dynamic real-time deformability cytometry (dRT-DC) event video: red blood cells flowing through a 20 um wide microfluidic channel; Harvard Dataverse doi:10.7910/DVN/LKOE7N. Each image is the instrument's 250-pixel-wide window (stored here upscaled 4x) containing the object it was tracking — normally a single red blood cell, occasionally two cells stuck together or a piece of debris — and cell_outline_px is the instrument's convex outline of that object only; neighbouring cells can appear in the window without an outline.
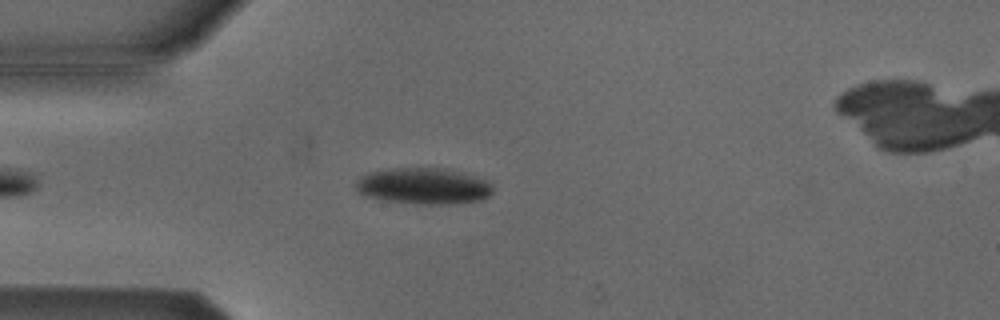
{"species": "Egyptian fruit bat (a non-hibernating species)", "species_latin": "Rousettus aegyptiacus", "temperature_condition": "cold", "stored_images_in_passage": 45, "camera_frame_rate_fps": 3000, "um_per_image_px": 0.085, "animal": {"sex": "male"}, "frame": {"image": 1, "passage_image": 7, "time_ms": 2.0, "image_size_px": [1000, 320], "cell_outline_px": [[492, 192], [488, 196], [480, 200], [448, 204], [416, 204], [384, 200], [368, 196], [356, 192], [356, 180], [360, 176], [368, 172], [392, 168], [436, 168], [484, 180], [492, 184]], "centroid_in_image_um": [35.9, 15.83], "position_along_channel_um": 49.1, "area_um2": 28.38}}
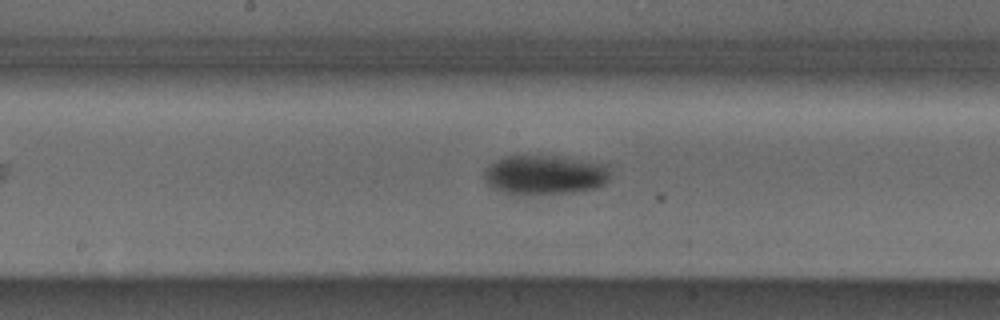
{"frame": {"image": 2, "passage_image": 20, "time_ms": 6.333, "image_size_px": [1000, 320], "cell_outline_px": [[608, 180], [604, 184], [596, 188], [568, 192], [520, 196], [512, 196], [492, 188], [488, 184], [484, 176], [484, 172], [496, 160], [508, 156], [556, 156], [608, 164]], "centroid_in_image_um": [46.28, 14.89], "position_along_channel_um": 201.9, "area_um2": 29.07}}
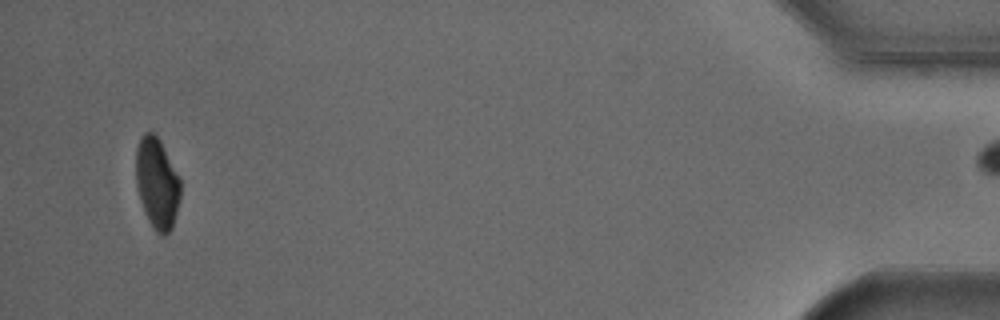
{"frame": {"image": 3, "passage_image": 44, "time_ms": 14.333, "image_size_px": [1000, 320], "cell_outline_px": [[180, 200], [172, 228], [164, 236], [160, 236], [156, 232], [148, 220], [144, 212], [140, 200], [136, 184], [136, 148], [140, 136], [144, 132], [152, 132], [156, 136], [180, 176]], "centroid_in_image_um": [13.34, 15.6], "position_along_channel_um": 421.9, "area_um2": 23.64}, "authors_computed_cell_mechanics": {"area_um2": 27.9174, "velocity_mm_per_s": 3.816, "shape_relaxation_time_tau1_ms": 3.813, "shape_relaxation_time_tau2_ms": null, "deformation_change_tau1": 0.1033, "deformation_change_tau2": null}}